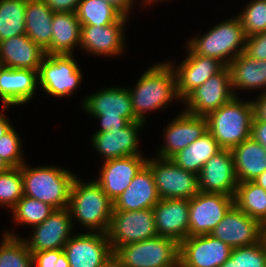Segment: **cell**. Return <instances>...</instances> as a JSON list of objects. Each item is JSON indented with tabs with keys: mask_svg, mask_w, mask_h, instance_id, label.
<instances>
[{
	"mask_svg": "<svg viewBox=\"0 0 266 267\" xmlns=\"http://www.w3.org/2000/svg\"><path fill=\"white\" fill-rule=\"evenodd\" d=\"M238 183L253 181L266 171V150L252 137L231 149Z\"/></svg>",
	"mask_w": 266,
	"mask_h": 267,
	"instance_id": "obj_28",
	"label": "cell"
},
{
	"mask_svg": "<svg viewBox=\"0 0 266 267\" xmlns=\"http://www.w3.org/2000/svg\"><path fill=\"white\" fill-rule=\"evenodd\" d=\"M107 236L113 252L120 246L158 236L153 209L113 210Z\"/></svg>",
	"mask_w": 266,
	"mask_h": 267,
	"instance_id": "obj_8",
	"label": "cell"
},
{
	"mask_svg": "<svg viewBox=\"0 0 266 267\" xmlns=\"http://www.w3.org/2000/svg\"><path fill=\"white\" fill-rule=\"evenodd\" d=\"M11 166L0 158V174L7 172Z\"/></svg>",
	"mask_w": 266,
	"mask_h": 267,
	"instance_id": "obj_50",
	"label": "cell"
},
{
	"mask_svg": "<svg viewBox=\"0 0 266 267\" xmlns=\"http://www.w3.org/2000/svg\"><path fill=\"white\" fill-rule=\"evenodd\" d=\"M253 182L266 190V171L255 178Z\"/></svg>",
	"mask_w": 266,
	"mask_h": 267,
	"instance_id": "obj_49",
	"label": "cell"
},
{
	"mask_svg": "<svg viewBox=\"0 0 266 267\" xmlns=\"http://www.w3.org/2000/svg\"><path fill=\"white\" fill-rule=\"evenodd\" d=\"M63 252L70 267H99L113 253L107 233L92 231L72 235Z\"/></svg>",
	"mask_w": 266,
	"mask_h": 267,
	"instance_id": "obj_15",
	"label": "cell"
},
{
	"mask_svg": "<svg viewBox=\"0 0 266 267\" xmlns=\"http://www.w3.org/2000/svg\"><path fill=\"white\" fill-rule=\"evenodd\" d=\"M72 223L68 208L55 209L41 224L33 227L30 239H24L27 248L31 253L63 249L72 236Z\"/></svg>",
	"mask_w": 266,
	"mask_h": 267,
	"instance_id": "obj_17",
	"label": "cell"
},
{
	"mask_svg": "<svg viewBox=\"0 0 266 267\" xmlns=\"http://www.w3.org/2000/svg\"><path fill=\"white\" fill-rule=\"evenodd\" d=\"M208 132L205 116H195L187 112L173 119L165 129V144L159 151V158L170 159L177 152L192 144L195 140Z\"/></svg>",
	"mask_w": 266,
	"mask_h": 267,
	"instance_id": "obj_18",
	"label": "cell"
},
{
	"mask_svg": "<svg viewBox=\"0 0 266 267\" xmlns=\"http://www.w3.org/2000/svg\"><path fill=\"white\" fill-rule=\"evenodd\" d=\"M261 241L266 248V222L261 225Z\"/></svg>",
	"mask_w": 266,
	"mask_h": 267,
	"instance_id": "obj_51",
	"label": "cell"
},
{
	"mask_svg": "<svg viewBox=\"0 0 266 267\" xmlns=\"http://www.w3.org/2000/svg\"><path fill=\"white\" fill-rule=\"evenodd\" d=\"M53 12H76L81 0H44Z\"/></svg>",
	"mask_w": 266,
	"mask_h": 267,
	"instance_id": "obj_43",
	"label": "cell"
},
{
	"mask_svg": "<svg viewBox=\"0 0 266 267\" xmlns=\"http://www.w3.org/2000/svg\"><path fill=\"white\" fill-rule=\"evenodd\" d=\"M142 155H131L104 161L101 174L95 181L114 202L132 182V179L146 164Z\"/></svg>",
	"mask_w": 266,
	"mask_h": 267,
	"instance_id": "obj_20",
	"label": "cell"
},
{
	"mask_svg": "<svg viewBox=\"0 0 266 267\" xmlns=\"http://www.w3.org/2000/svg\"><path fill=\"white\" fill-rule=\"evenodd\" d=\"M220 267H266V248L262 241L232 248L230 257Z\"/></svg>",
	"mask_w": 266,
	"mask_h": 267,
	"instance_id": "obj_37",
	"label": "cell"
},
{
	"mask_svg": "<svg viewBox=\"0 0 266 267\" xmlns=\"http://www.w3.org/2000/svg\"><path fill=\"white\" fill-rule=\"evenodd\" d=\"M187 49L189 52L187 58L183 59L176 70L174 69L177 94L181 100L225 67L218 59L201 56Z\"/></svg>",
	"mask_w": 266,
	"mask_h": 267,
	"instance_id": "obj_19",
	"label": "cell"
},
{
	"mask_svg": "<svg viewBox=\"0 0 266 267\" xmlns=\"http://www.w3.org/2000/svg\"><path fill=\"white\" fill-rule=\"evenodd\" d=\"M114 8H116L123 16L129 15V11L131 10L132 3L134 4V0H104Z\"/></svg>",
	"mask_w": 266,
	"mask_h": 267,
	"instance_id": "obj_46",
	"label": "cell"
},
{
	"mask_svg": "<svg viewBox=\"0 0 266 267\" xmlns=\"http://www.w3.org/2000/svg\"><path fill=\"white\" fill-rule=\"evenodd\" d=\"M231 75L232 91L237 89H265L266 60H255L244 52L228 64Z\"/></svg>",
	"mask_w": 266,
	"mask_h": 267,
	"instance_id": "obj_29",
	"label": "cell"
},
{
	"mask_svg": "<svg viewBox=\"0 0 266 267\" xmlns=\"http://www.w3.org/2000/svg\"><path fill=\"white\" fill-rule=\"evenodd\" d=\"M127 16L106 26L81 25L80 46L93 55H119L123 51Z\"/></svg>",
	"mask_w": 266,
	"mask_h": 267,
	"instance_id": "obj_22",
	"label": "cell"
},
{
	"mask_svg": "<svg viewBox=\"0 0 266 267\" xmlns=\"http://www.w3.org/2000/svg\"><path fill=\"white\" fill-rule=\"evenodd\" d=\"M144 122H130L125 128L120 130H110L101 133H94L91 137L93 147L106 160L141 155L138 149L140 128H143ZM138 144V145H137Z\"/></svg>",
	"mask_w": 266,
	"mask_h": 267,
	"instance_id": "obj_21",
	"label": "cell"
},
{
	"mask_svg": "<svg viewBox=\"0 0 266 267\" xmlns=\"http://www.w3.org/2000/svg\"><path fill=\"white\" fill-rule=\"evenodd\" d=\"M38 85V70L2 67L0 70V98L4 107L22 105L35 95Z\"/></svg>",
	"mask_w": 266,
	"mask_h": 267,
	"instance_id": "obj_25",
	"label": "cell"
},
{
	"mask_svg": "<svg viewBox=\"0 0 266 267\" xmlns=\"http://www.w3.org/2000/svg\"><path fill=\"white\" fill-rule=\"evenodd\" d=\"M24 196L22 174L20 167H11L0 174V204L13 208Z\"/></svg>",
	"mask_w": 266,
	"mask_h": 267,
	"instance_id": "obj_38",
	"label": "cell"
},
{
	"mask_svg": "<svg viewBox=\"0 0 266 267\" xmlns=\"http://www.w3.org/2000/svg\"><path fill=\"white\" fill-rule=\"evenodd\" d=\"M21 141L13 127L0 138V158L11 167H21L25 163L21 153Z\"/></svg>",
	"mask_w": 266,
	"mask_h": 267,
	"instance_id": "obj_40",
	"label": "cell"
},
{
	"mask_svg": "<svg viewBox=\"0 0 266 267\" xmlns=\"http://www.w3.org/2000/svg\"><path fill=\"white\" fill-rule=\"evenodd\" d=\"M82 81L79 65L72 55H45L38 69V85L52 96L73 94Z\"/></svg>",
	"mask_w": 266,
	"mask_h": 267,
	"instance_id": "obj_9",
	"label": "cell"
},
{
	"mask_svg": "<svg viewBox=\"0 0 266 267\" xmlns=\"http://www.w3.org/2000/svg\"><path fill=\"white\" fill-rule=\"evenodd\" d=\"M234 204L261 224L266 222V190L253 181L238 183Z\"/></svg>",
	"mask_w": 266,
	"mask_h": 267,
	"instance_id": "obj_32",
	"label": "cell"
},
{
	"mask_svg": "<svg viewBox=\"0 0 266 267\" xmlns=\"http://www.w3.org/2000/svg\"><path fill=\"white\" fill-rule=\"evenodd\" d=\"M239 14L246 37L266 31V0H251Z\"/></svg>",
	"mask_w": 266,
	"mask_h": 267,
	"instance_id": "obj_39",
	"label": "cell"
},
{
	"mask_svg": "<svg viewBox=\"0 0 266 267\" xmlns=\"http://www.w3.org/2000/svg\"><path fill=\"white\" fill-rule=\"evenodd\" d=\"M152 209L158 236L173 239L179 244L188 237L189 200L160 199Z\"/></svg>",
	"mask_w": 266,
	"mask_h": 267,
	"instance_id": "obj_23",
	"label": "cell"
},
{
	"mask_svg": "<svg viewBox=\"0 0 266 267\" xmlns=\"http://www.w3.org/2000/svg\"><path fill=\"white\" fill-rule=\"evenodd\" d=\"M198 180L200 192L235 196L238 180L231 150L222 149L212 156L203 165Z\"/></svg>",
	"mask_w": 266,
	"mask_h": 267,
	"instance_id": "obj_16",
	"label": "cell"
},
{
	"mask_svg": "<svg viewBox=\"0 0 266 267\" xmlns=\"http://www.w3.org/2000/svg\"><path fill=\"white\" fill-rule=\"evenodd\" d=\"M134 88L129 89L133 113L144 123L145 112L161 109L179 98L174 66L170 62L152 65L141 75Z\"/></svg>",
	"mask_w": 266,
	"mask_h": 267,
	"instance_id": "obj_1",
	"label": "cell"
},
{
	"mask_svg": "<svg viewBox=\"0 0 266 267\" xmlns=\"http://www.w3.org/2000/svg\"><path fill=\"white\" fill-rule=\"evenodd\" d=\"M51 55H72L80 45L81 24L75 12H54L52 19Z\"/></svg>",
	"mask_w": 266,
	"mask_h": 267,
	"instance_id": "obj_30",
	"label": "cell"
},
{
	"mask_svg": "<svg viewBox=\"0 0 266 267\" xmlns=\"http://www.w3.org/2000/svg\"><path fill=\"white\" fill-rule=\"evenodd\" d=\"M27 0H0V42L25 34Z\"/></svg>",
	"mask_w": 266,
	"mask_h": 267,
	"instance_id": "obj_33",
	"label": "cell"
},
{
	"mask_svg": "<svg viewBox=\"0 0 266 267\" xmlns=\"http://www.w3.org/2000/svg\"><path fill=\"white\" fill-rule=\"evenodd\" d=\"M251 137L266 150V121L258 120L255 116L253 117Z\"/></svg>",
	"mask_w": 266,
	"mask_h": 267,
	"instance_id": "obj_44",
	"label": "cell"
},
{
	"mask_svg": "<svg viewBox=\"0 0 266 267\" xmlns=\"http://www.w3.org/2000/svg\"><path fill=\"white\" fill-rule=\"evenodd\" d=\"M32 258L37 267H70L63 249L33 252Z\"/></svg>",
	"mask_w": 266,
	"mask_h": 267,
	"instance_id": "obj_41",
	"label": "cell"
},
{
	"mask_svg": "<svg viewBox=\"0 0 266 267\" xmlns=\"http://www.w3.org/2000/svg\"><path fill=\"white\" fill-rule=\"evenodd\" d=\"M243 52L255 60H266V31L247 37Z\"/></svg>",
	"mask_w": 266,
	"mask_h": 267,
	"instance_id": "obj_42",
	"label": "cell"
},
{
	"mask_svg": "<svg viewBox=\"0 0 266 267\" xmlns=\"http://www.w3.org/2000/svg\"><path fill=\"white\" fill-rule=\"evenodd\" d=\"M246 38L241 20L235 16L217 24L202 37L191 38L186 46L195 54L213 57L228 66L244 51Z\"/></svg>",
	"mask_w": 266,
	"mask_h": 267,
	"instance_id": "obj_5",
	"label": "cell"
},
{
	"mask_svg": "<svg viewBox=\"0 0 266 267\" xmlns=\"http://www.w3.org/2000/svg\"><path fill=\"white\" fill-rule=\"evenodd\" d=\"M46 55L26 34L0 42V59L3 67L38 70Z\"/></svg>",
	"mask_w": 266,
	"mask_h": 267,
	"instance_id": "obj_26",
	"label": "cell"
},
{
	"mask_svg": "<svg viewBox=\"0 0 266 267\" xmlns=\"http://www.w3.org/2000/svg\"><path fill=\"white\" fill-rule=\"evenodd\" d=\"M24 163L21 168L24 195L54 207H68L72 182L76 177L70 170L44 166L30 168Z\"/></svg>",
	"mask_w": 266,
	"mask_h": 267,
	"instance_id": "obj_4",
	"label": "cell"
},
{
	"mask_svg": "<svg viewBox=\"0 0 266 267\" xmlns=\"http://www.w3.org/2000/svg\"><path fill=\"white\" fill-rule=\"evenodd\" d=\"M67 208L72 220L76 218L83 227L90 229L88 231L107 233L113 201L95 180L83 183L76 176L72 182Z\"/></svg>",
	"mask_w": 266,
	"mask_h": 267,
	"instance_id": "obj_2",
	"label": "cell"
},
{
	"mask_svg": "<svg viewBox=\"0 0 266 267\" xmlns=\"http://www.w3.org/2000/svg\"><path fill=\"white\" fill-rule=\"evenodd\" d=\"M9 231L3 235L0 245V267H32V253L24 239Z\"/></svg>",
	"mask_w": 266,
	"mask_h": 267,
	"instance_id": "obj_35",
	"label": "cell"
},
{
	"mask_svg": "<svg viewBox=\"0 0 266 267\" xmlns=\"http://www.w3.org/2000/svg\"><path fill=\"white\" fill-rule=\"evenodd\" d=\"M234 205V196L198 192L189 199L188 236L210 234Z\"/></svg>",
	"mask_w": 266,
	"mask_h": 267,
	"instance_id": "obj_11",
	"label": "cell"
},
{
	"mask_svg": "<svg viewBox=\"0 0 266 267\" xmlns=\"http://www.w3.org/2000/svg\"><path fill=\"white\" fill-rule=\"evenodd\" d=\"M261 225L234 204L210 234L231 248L251 246L261 241Z\"/></svg>",
	"mask_w": 266,
	"mask_h": 267,
	"instance_id": "obj_14",
	"label": "cell"
},
{
	"mask_svg": "<svg viewBox=\"0 0 266 267\" xmlns=\"http://www.w3.org/2000/svg\"><path fill=\"white\" fill-rule=\"evenodd\" d=\"M234 96L231 86V75L228 66L211 76L204 84L193 90L183 101L184 111L195 116H207Z\"/></svg>",
	"mask_w": 266,
	"mask_h": 267,
	"instance_id": "obj_12",
	"label": "cell"
},
{
	"mask_svg": "<svg viewBox=\"0 0 266 267\" xmlns=\"http://www.w3.org/2000/svg\"><path fill=\"white\" fill-rule=\"evenodd\" d=\"M221 150L218 142L207 132L170 159L180 168L199 175L203 165Z\"/></svg>",
	"mask_w": 266,
	"mask_h": 267,
	"instance_id": "obj_31",
	"label": "cell"
},
{
	"mask_svg": "<svg viewBox=\"0 0 266 267\" xmlns=\"http://www.w3.org/2000/svg\"><path fill=\"white\" fill-rule=\"evenodd\" d=\"M54 12L44 0H27L25 34L47 55H51L52 19Z\"/></svg>",
	"mask_w": 266,
	"mask_h": 267,
	"instance_id": "obj_27",
	"label": "cell"
},
{
	"mask_svg": "<svg viewBox=\"0 0 266 267\" xmlns=\"http://www.w3.org/2000/svg\"><path fill=\"white\" fill-rule=\"evenodd\" d=\"M2 67H3V64H2L1 59H0V70L2 69Z\"/></svg>",
	"mask_w": 266,
	"mask_h": 267,
	"instance_id": "obj_53",
	"label": "cell"
},
{
	"mask_svg": "<svg viewBox=\"0 0 266 267\" xmlns=\"http://www.w3.org/2000/svg\"><path fill=\"white\" fill-rule=\"evenodd\" d=\"M114 253L126 267H179L180 244L156 236L120 246Z\"/></svg>",
	"mask_w": 266,
	"mask_h": 267,
	"instance_id": "obj_7",
	"label": "cell"
},
{
	"mask_svg": "<svg viewBox=\"0 0 266 267\" xmlns=\"http://www.w3.org/2000/svg\"><path fill=\"white\" fill-rule=\"evenodd\" d=\"M11 210L17 223L29 224L34 227L47 219L55 208L40 200L24 195Z\"/></svg>",
	"mask_w": 266,
	"mask_h": 267,
	"instance_id": "obj_36",
	"label": "cell"
},
{
	"mask_svg": "<svg viewBox=\"0 0 266 267\" xmlns=\"http://www.w3.org/2000/svg\"><path fill=\"white\" fill-rule=\"evenodd\" d=\"M160 199L193 198L199 190L198 175L180 168L171 159H147Z\"/></svg>",
	"mask_w": 266,
	"mask_h": 267,
	"instance_id": "obj_10",
	"label": "cell"
},
{
	"mask_svg": "<svg viewBox=\"0 0 266 267\" xmlns=\"http://www.w3.org/2000/svg\"><path fill=\"white\" fill-rule=\"evenodd\" d=\"M83 108L89 115L100 120L96 133L125 128L130 122L139 121L133 113L132 101L127 88H105L86 96Z\"/></svg>",
	"mask_w": 266,
	"mask_h": 267,
	"instance_id": "obj_6",
	"label": "cell"
},
{
	"mask_svg": "<svg viewBox=\"0 0 266 267\" xmlns=\"http://www.w3.org/2000/svg\"><path fill=\"white\" fill-rule=\"evenodd\" d=\"M232 248L211 234L188 236L180 243L179 267H220Z\"/></svg>",
	"mask_w": 266,
	"mask_h": 267,
	"instance_id": "obj_13",
	"label": "cell"
},
{
	"mask_svg": "<svg viewBox=\"0 0 266 267\" xmlns=\"http://www.w3.org/2000/svg\"><path fill=\"white\" fill-rule=\"evenodd\" d=\"M13 126L7 120L3 112L0 113V138L5 135Z\"/></svg>",
	"mask_w": 266,
	"mask_h": 267,
	"instance_id": "obj_48",
	"label": "cell"
},
{
	"mask_svg": "<svg viewBox=\"0 0 266 267\" xmlns=\"http://www.w3.org/2000/svg\"><path fill=\"white\" fill-rule=\"evenodd\" d=\"M75 13L81 25L97 27L115 23L122 16L104 0H81Z\"/></svg>",
	"mask_w": 266,
	"mask_h": 267,
	"instance_id": "obj_34",
	"label": "cell"
},
{
	"mask_svg": "<svg viewBox=\"0 0 266 267\" xmlns=\"http://www.w3.org/2000/svg\"><path fill=\"white\" fill-rule=\"evenodd\" d=\"M156 1H158V0H144L143 2L145 3V4H151V3H153V2H156ZM159 1H162V0H159ZM164 1V0H163ZM166 1V0H165Z\"/></svg>",
	"mask_w": 266,
	"mask_h": 267,
	"instance_id": "obj_52",
	"label": "cell"
},
{
	"mask_svg": "<svg viewBox=\"0 0 266 267\" xmlns=\"http://www.w3.org/2000/svg\"><path fill=\"white\" fill-rule=\"evenodd\" d=\"M99 267H126L113 252Z\"/></svg>",
	"mask_w": 266,
	"mask_h": 267,
	"instance_id": "obj_47",
	"label": "cell"
},
{
	"mask_svg": "<svg viewBox=\"0 0 266 267\" xmlns=\"http://www.w3.org/2000/svg\"><path fill=\"white\" fill-rule=\"evenodd\" d=\"M254 107V116L261 121H266V92L263 90V94L258 97L257 100H252Z\"/></svg>",
	"mask_w": 266,
	"mask_h": 267,
	"instance_id": "obj_45",
	"label": "cell"
},
{
	"mask_svg": "<svg viewBox=\"0 0 266 267\" xmlns=\"http://www.w3.org/2000/svg\"><path fill=\"white\" fill-rule=\"evenodd\" d=\"M254 107L252 100L234 96L207 116L208 132L222 149H232L251 137Z\"/></svg>",
	"mask_w": 266,
	"mask_h": 267,
	"instance_id": "obj_3",
	"label": "cell"
},
{
	"mask_svg": "<svg viewBox=\"0 0 266 267\" xmlns=\"http://www.w3.org/2000/svg\"><path fill=\"white\" fill-rule=\"evenodd\" d=\"M160 200L150 167L145 164L129 186L113 202V210L137 211L153 208Z\"/></svg>",
	"mask_w": 266,
	"mask_h": 267,
	"instance_id": "obj_24",
	"label": "cell"
}]
</instances>
